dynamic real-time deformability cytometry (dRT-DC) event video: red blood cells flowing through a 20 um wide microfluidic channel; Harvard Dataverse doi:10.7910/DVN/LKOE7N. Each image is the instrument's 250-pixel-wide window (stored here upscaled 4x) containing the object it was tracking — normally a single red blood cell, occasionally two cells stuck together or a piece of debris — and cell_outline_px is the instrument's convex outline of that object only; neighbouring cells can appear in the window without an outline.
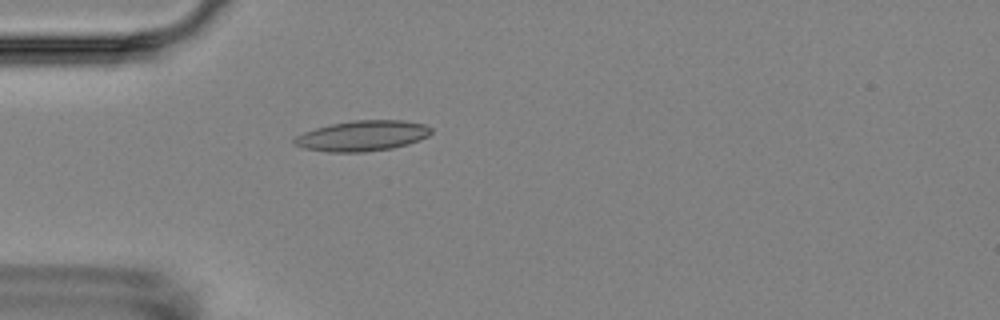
{"species": "Egyptian fruit bat (a non-hibernating species)", "species_latin": "Rousettus aegyptiacus", "temperature_condition": "room temperature", "stored_images_in_passage": 4, "camera_frame_rate_fps": 3000, "um_per_image_px": 0.085, "animal": {"sex": "female"}, "frame": {"image": 1, "passage_image": 4, "time_ms": 4.333, "image_size_px": [1000, 320], "cell_outline_px": [[432, 132], [428, 136], [420, 140], [408, 144], [392, 148], [364, 152], [328, 152], [304, 148], [292, 144], [292, 140], [296, 136], [304, 132], [316, 128], [332, 124], [352, 120], [404, 120], [424, 124], [432, 128]], "centroid_in_image_um": [30.81, 11.54], "position_along_channel_um": 54.2, "area_um2": 24.39}}